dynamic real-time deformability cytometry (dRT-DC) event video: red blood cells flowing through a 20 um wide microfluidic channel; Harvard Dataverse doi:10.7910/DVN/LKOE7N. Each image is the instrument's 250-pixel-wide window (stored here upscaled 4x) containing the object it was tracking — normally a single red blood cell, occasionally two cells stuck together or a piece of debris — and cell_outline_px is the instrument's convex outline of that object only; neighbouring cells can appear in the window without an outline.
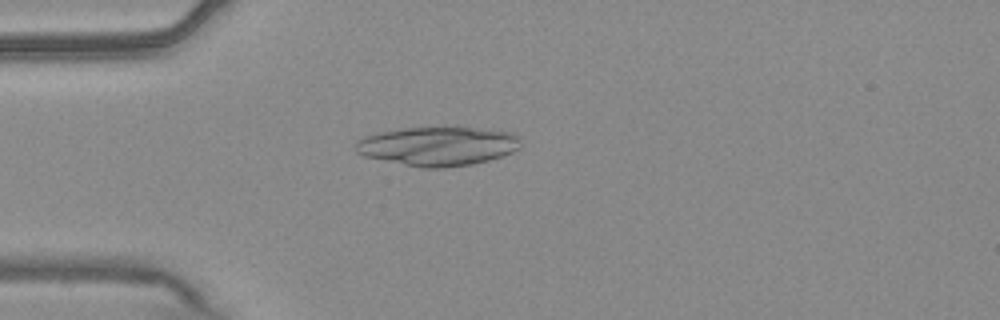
{"species": "common noctule bat (a hibernating species)", "species_latin": "Nyctalus noctula", "temperature_condition": "warm", "stored_images_in_passage": 54, "camera_frame_rate_fps": 3000, "um_per_image_px": 0.085, "animal": {"sex": "male", "body_mass_g": 20.4}, "frame": {"image": 1, "passage_image": 15, "time_ms": 4.667, "image_size_px": [1000, 320], "cell_outline_px": [[520, 148], [512, 152], [488, 160], [472, 164], [444, 168], [420, 168], [364, 156], [356, 152], [356, 140], [364, 136], [380, 132], [404, 128], [472, 128], [512, 132], [520, 140]], "centroid_in_image_um": [37.19, 12.43], "position_along_channel_um": 47.8, "area_um2": 37.28}}
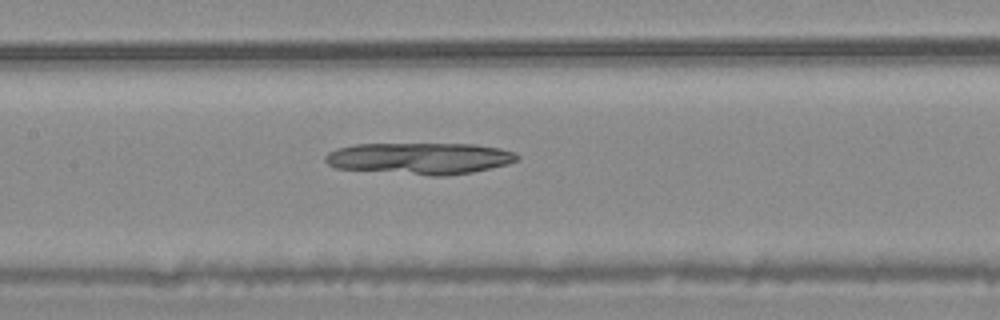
{"frame": {"image": 2, "passage_image": 26, "time_ms": 8.333, "image_size_px": [1000, 320], "cell_outline_px": [[520, 156], [516, 160], [508, 164], [472, 172], [444, 176], [432, 176], [336, 168], [328, 164], [324, 160], [324, 156], [328, 152], [336, 148], [356, 144], [476, 144], [500, 148], [516, 152]], "centroid_in_image_um": [35.69, 13.46], "position_along_channel_um": 171.7, "area_um2": 35.49}}
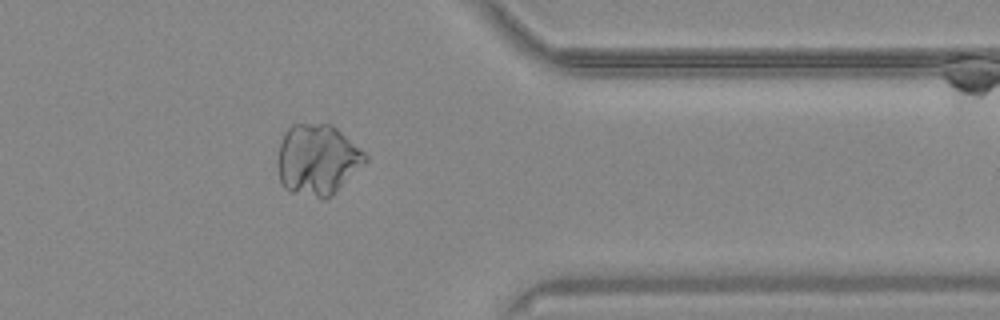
{"frame": {"image": 3, "passage_image": 44, "time_ms": 14.333, "image_size_px": [1000, 320], "cell_outline_px": [[368, 160], [332, 196], [324, 200], [288, 192], [280, 184], [280, 144], [284, 132], [292, 124], [332, 124], [364, 152], [368, 156]], "centroid_in_image_um": [27.0, 13.6], "position_along_channel_um": 384.4, "area_um2": 36.01}}